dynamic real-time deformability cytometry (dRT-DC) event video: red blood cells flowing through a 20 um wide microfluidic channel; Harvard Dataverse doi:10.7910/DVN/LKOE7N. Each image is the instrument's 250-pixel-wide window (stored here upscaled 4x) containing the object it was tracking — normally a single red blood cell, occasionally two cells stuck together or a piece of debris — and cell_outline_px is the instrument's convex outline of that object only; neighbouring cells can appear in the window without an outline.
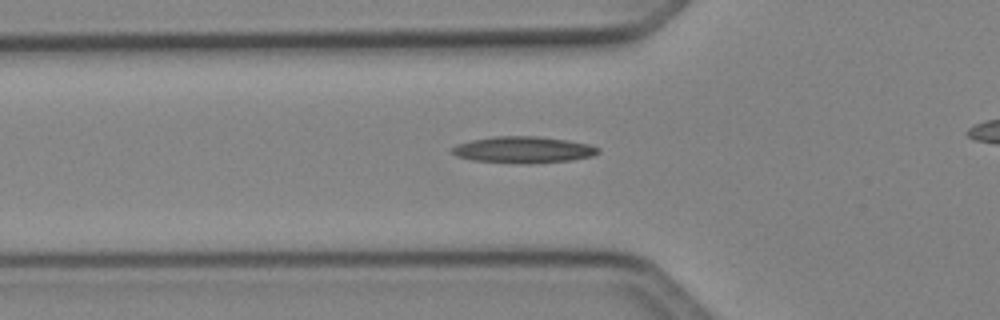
{"species": "Egyptian fruit bat (a non-hibernating species)", "species_latin": "Rousettus aegyptiacus", "temperature_condition": "cold", "stored_images_in_passage": 34, "camera_frame_rate_fps": 3000, "um_per_image_px": 0.085, "animal": {"sex": "female"}, "frame": {"image": 1, "passage_image": 8, "time_ms": 2.333, "image_size_px": [1000, 320], "cell_outline_px": [[600, 152], [592, 156], [572, 160], [528, 164], [472, 160], [456, 156], [452, 152], [452, 148], [456, 144], [472, 140], [492, 136], [536, 136], [568, 140], [588, 144], [600, 148]], "centroid_in_image_um": [44.49, 12.73], "position_along_channel_um": 81.3, "area_um2": 22.6}}
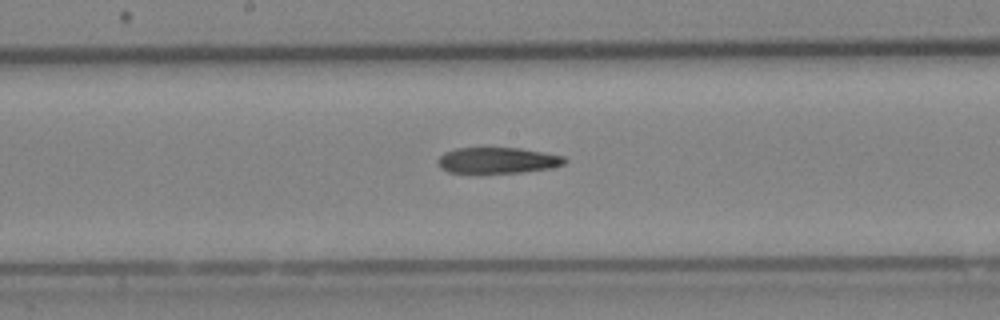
{"frame": {"image": 2, "passage_image": 17, "time_ms": 5.333, "image_size_px": [1000, 320], "cell_outline_px": [[568, 160], [564, 164], [552, 168], [520, 172], [448, 172], [440, 168], [436, 160], [444, 152], [456, 148], [520, 148], [564, 156]], "centroid_in_image_um": [42.29, 13.62], "position_along_channel_um": 205.9, "area_um2": 19.07}}
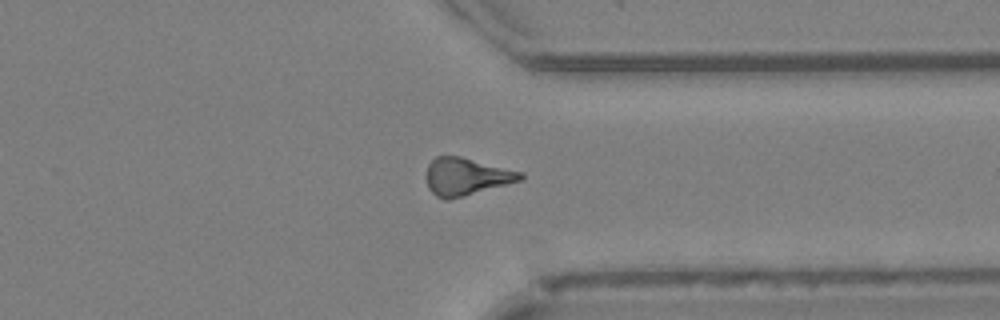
{"frame": {"image": 3, "passage_image": 29, "time_ms": 9.333, "image_size_px": [1000, 320], "cell_outline_px": [[524, 176], [520, 180], [464, 196], [448, 200], [444, 200], [436, 196], [428, 188], [428, 164], [436, 156], [460, 156], [524, 172]], "centroid_in_image_um": [39.64, 15.01], "position_along_channel_um": 371.8, "area_um2": 20.29}}